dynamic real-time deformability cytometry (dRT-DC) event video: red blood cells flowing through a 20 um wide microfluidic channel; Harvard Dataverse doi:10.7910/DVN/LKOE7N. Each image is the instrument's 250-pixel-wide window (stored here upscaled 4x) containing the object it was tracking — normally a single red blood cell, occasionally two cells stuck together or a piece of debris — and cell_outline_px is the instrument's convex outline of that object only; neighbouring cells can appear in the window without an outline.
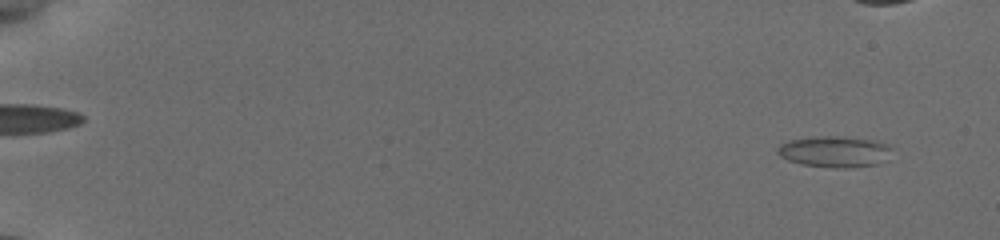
{"species": "common noctule bat (a hibernating species)", "species_latin": "Nyctalus noctula", "temperature_condition": "cold", "stored_images_in_passage": 24, "camera_frame_rate_fps": 3000, "um_per_image_px": 0.085, "animal": {"sex": "female", "body_mass_g": 19.5, "forearm_length_mm": 54.1}, "frame": {"image": 1, "passage_image": 4, "time_ms": 1.0, "image_size_px": [1000, 240], "cell_outline_px": [[892, 148], [888, 160], [880, 164], [848, 168], [832, 168], [804, 164], [788, 160], [780, 156], [776, 152], [776, 148], [780, 144], [792, 140], [812, 136], [836, 136], [876, 140], [892, 144]], "centroid_in_image_um": [71.01, 12.89], "position_along_channel_um": 14.0, "area_um2": 21.15}}